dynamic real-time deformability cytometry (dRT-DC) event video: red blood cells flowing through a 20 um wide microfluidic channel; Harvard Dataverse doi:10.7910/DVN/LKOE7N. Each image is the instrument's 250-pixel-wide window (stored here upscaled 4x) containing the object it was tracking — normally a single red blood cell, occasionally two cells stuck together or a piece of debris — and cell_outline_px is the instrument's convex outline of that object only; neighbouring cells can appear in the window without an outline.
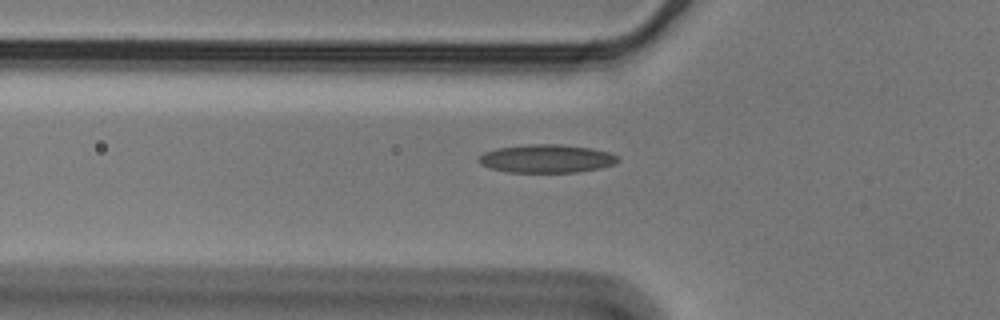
{"species": "Egyptian fruit bat (a non-hibernating species)", "species_latin": "Rousettus aegyptiacus", "temperature_condition": "cold", "stored_images_in_passage": 39, "camera_frame_rate_fps": 3000, "um_per_image_px": 0.085, "animal": {"sex": "male"}, "frame": {"image": 1, "passage_image": 2, "time_ms": 0.333, "image_size_px": [1000, 320], "cell_outline_px": [[620, 160], [612, 164], [600, 168], [576, 172], [508, 172], [488, 168], [480, 164], [476, 160], [484, 152], [496, 148], [528, 144], [560, 144], [592, 148], [608, 152], [616, 156]], "centroid_in_image_um": [46.4, 13.48], "position_along_channel_um": 79.4, "area_um2": 22.95}}
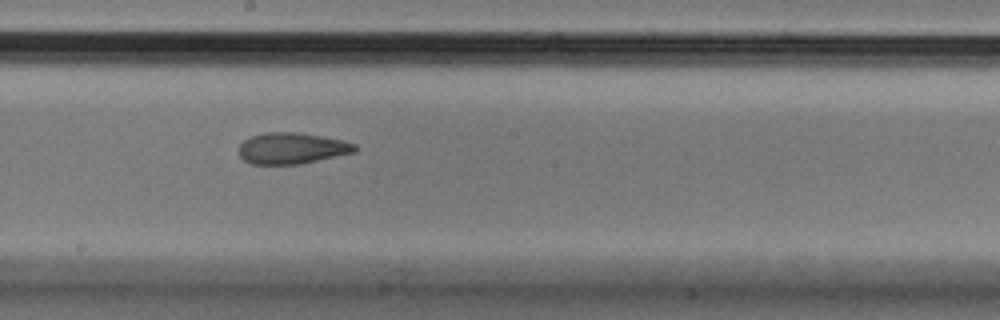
{"frame": {"image": 2, "passage_image": 14, "time_ms": 4.333, "image_size_px": [1000, 320], "cell_outline_px": [[356, 152], [300, 164], [252, 164], [244, 160], [240, 156], [240, 144], [244, 140], [252, 136], [268, 132], [296, 132], [344, 140], [356, 144]], "centroid_in_image_um": [24.83, 12.6], "position_along_channel_um": 223.4, "area_um2": 20.98}}
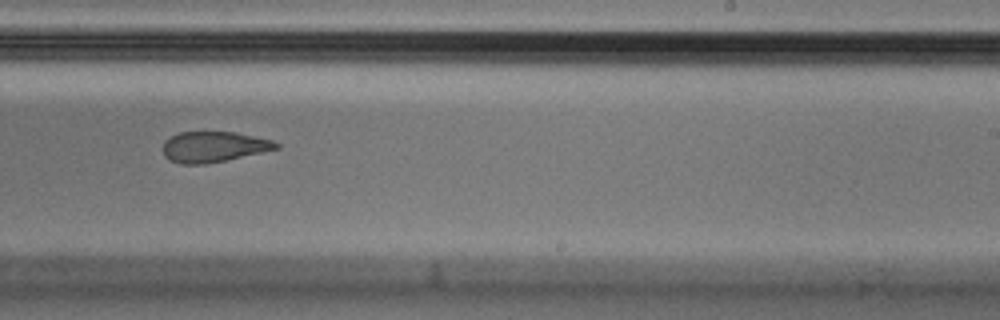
{"frame": {"image": 3, "passage_image": 18, "time_ms": 5.667, "image_size_px": [1000, 320], "cell_outline_px": [[280, 148], [224, 160], [204, 164], [180, 164], [168, 160], [164, 156], [164, 140], [180, 132], [232, 132], [272, 140], [280, 144]], "centroid_in_image_um": [18.13, 12.48], "position_along_channel_um": 270.9, "area_um2": 19.94}, "authors_computed_cell_mechanics": {"area_um2": 21.964, "velocity_mm_per_s": 3.5689, "shape_relaxation_time_tau1_ms": null, "shape_relaxation_time_tau2_ms": 4.045, "deformation_change_tau1": null, "deformation_change_tau2": 0.1207}}